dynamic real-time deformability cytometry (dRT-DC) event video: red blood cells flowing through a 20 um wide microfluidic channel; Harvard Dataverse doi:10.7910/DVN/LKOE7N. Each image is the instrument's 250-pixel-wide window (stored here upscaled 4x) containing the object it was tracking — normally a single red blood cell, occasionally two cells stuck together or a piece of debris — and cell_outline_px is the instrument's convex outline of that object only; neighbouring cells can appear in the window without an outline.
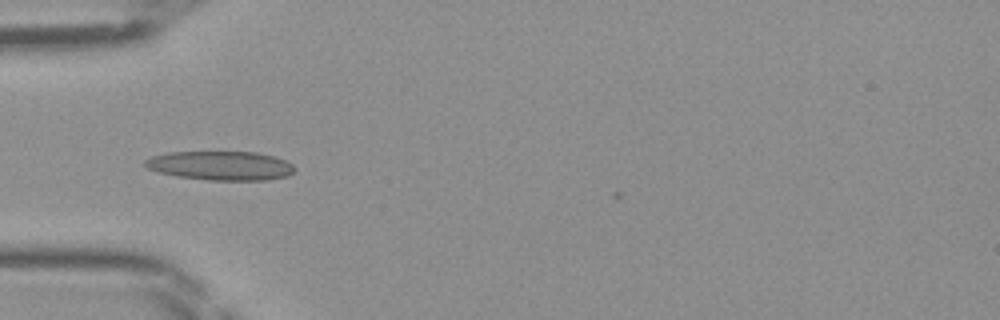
{"species": "Egyptian fruit bat (a non-hibernating species)", "species_latin": "Rousettus aegyptiacus", "temperature_condition": "room temperature", "stored_images_in_passage": 12, "camera_frame_rate_fps": 3000, "um_per_image_px": 0.085, "frame": {"image": 1, "passage_image": 4, "time_ms": 1.0, "image_size_px": [1000, 320], "cell_outline_px": [[296, 168], [288, 176], [268, 180], [208, 180], [176, 176], [156, 172], [148, 168], [144, 164], [144, 160], [152, 156], [168, 152], [256, 152], [276, 156], [292, 164]], "centroid_in_image_um": [18.75, 14.08], "position_along_channel_um": 66.2, "area_um2": 25.49}}